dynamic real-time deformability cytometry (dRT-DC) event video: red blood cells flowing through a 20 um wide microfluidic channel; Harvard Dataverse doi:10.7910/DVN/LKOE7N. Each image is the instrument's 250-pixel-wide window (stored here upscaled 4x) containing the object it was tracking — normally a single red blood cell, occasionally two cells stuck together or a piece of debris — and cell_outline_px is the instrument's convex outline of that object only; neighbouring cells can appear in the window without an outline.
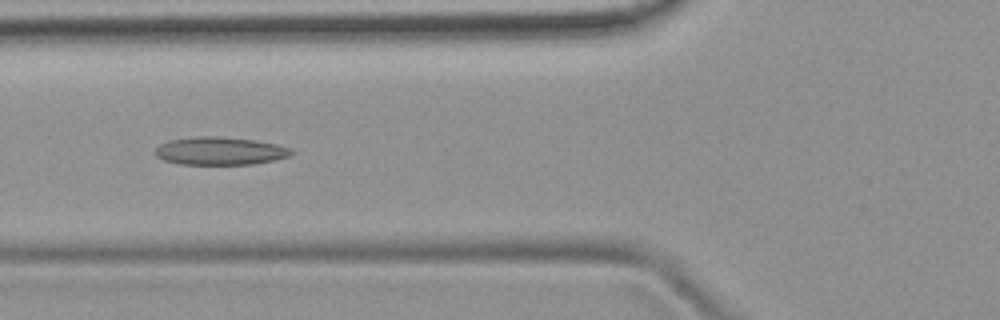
{"species": "common noctule bat (a hibernating species)", "species_latin": "Nyctalus noctula", "temperature_condition": "room temperature", "stored_images_in_passage": 33, "camera_frame_rate_fps": 3000, "um_per_image_px": 0.085, "animal": {"sex": "female", "body_mass_g": 19.9}, "frame": {"image": 1, "passage_image": 6, "time_ms": 1.667, "image_size_px": [1000, 320], "cell_outline_px": [[296, 152], [288, 156], [272, 160], [252, 164], [180, 164], [164, 160], [156, 156], [156, 148], [160, 144], [172, 140], [196, 136], [220, 136], [256, 140], [276, 144], [292, 148]], "centroid_in_image_um": [18.73, 12.82], "position_along_channel_um": 107.1, "area_um2": 22.08}, "authors_computed_cell_mechanics": {"area_um2": 21.386, "velocity_mm_per_s": 3.9334, "shape_relaxation_time_tau1_ms": null, "shape_relaxation_time_tau2_ms": 3.2715, "deformation_change_tau1": null, "deformation_change_tau2": 0.125}}